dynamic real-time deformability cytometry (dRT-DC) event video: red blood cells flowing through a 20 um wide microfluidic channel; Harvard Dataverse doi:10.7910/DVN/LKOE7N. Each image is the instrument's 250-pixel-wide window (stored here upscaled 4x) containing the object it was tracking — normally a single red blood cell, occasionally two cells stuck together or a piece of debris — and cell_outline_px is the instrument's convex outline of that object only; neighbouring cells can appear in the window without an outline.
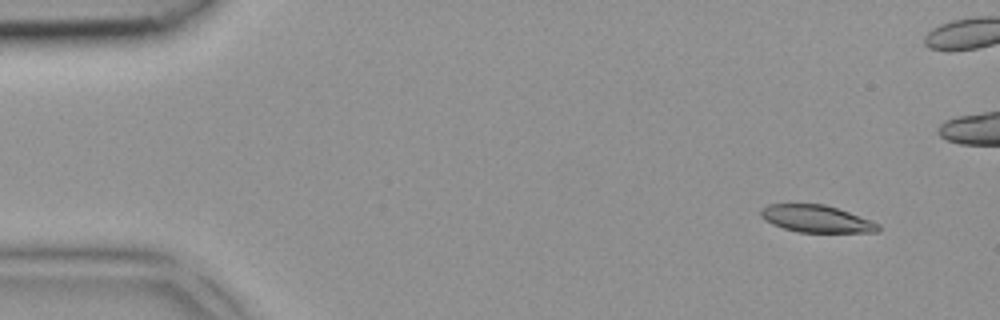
{"species": "common noctule bat (a hibernating species)", "species_latin": "Nyctalus noctula", "temperature_condition": "room temperature", "stored_images_in_passage": 4, "camera_frame_rate_fps": 3000, "um_per_image_px": 0.085, "animal": {"sex": "female", "body_mass_g": 18.4}, "frame": {"image": 1, "passage_image": 1, "time_ms": 0.0, "image_size_px": [1000, 320], "cell_outline_px": [[880, 232], [796, 232], [772, 224], [764, 220], [760, 216], [760, 212], [768, 204], [824, 204], [848, 212], [880, 224]], "centroid_in_image_um": [69.38, 18.6], "position_along_channel_um": 15.6, "area_um2": 18.44}}